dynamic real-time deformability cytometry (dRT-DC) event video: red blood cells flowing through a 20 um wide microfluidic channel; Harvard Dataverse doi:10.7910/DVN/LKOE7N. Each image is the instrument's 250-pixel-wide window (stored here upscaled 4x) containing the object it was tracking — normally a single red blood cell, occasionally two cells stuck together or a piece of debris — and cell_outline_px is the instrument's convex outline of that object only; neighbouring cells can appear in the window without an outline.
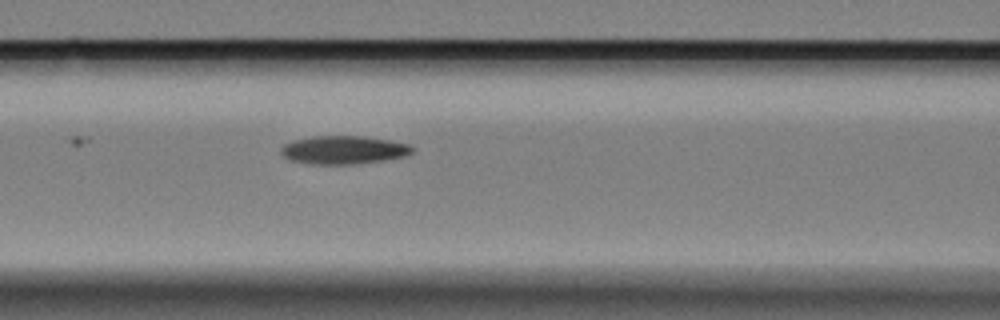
{"species": "Egyptian fruit bat (a non-hibernating species)", "species_latin": "Rousettus aegyptiacus", "temperature_condition": "cold", "stored_images_in_passage": 6, "camera_frame_rate_fps": 3000, "um_per_image_px": 0.085, "animal": {"sex": "female"}, "frame": {"image": 1, "passage_image": 5, "time_ms": 1.333, "image_size_px": [1000, 320], "cell_outline_px": [[416, 148], [412, 152], [404, 156], [380, 160], [352, 164], [312, 164], [292, 160], [284, 156], [280, 152], [280, 148], [284, 144], [292, 140], [312, 136], [364, 136], [412, 144]], "centroid_in_image_um": [29.21, 12.73], "position_along_channel_um": 137.4, "area_um2": 21.56}}